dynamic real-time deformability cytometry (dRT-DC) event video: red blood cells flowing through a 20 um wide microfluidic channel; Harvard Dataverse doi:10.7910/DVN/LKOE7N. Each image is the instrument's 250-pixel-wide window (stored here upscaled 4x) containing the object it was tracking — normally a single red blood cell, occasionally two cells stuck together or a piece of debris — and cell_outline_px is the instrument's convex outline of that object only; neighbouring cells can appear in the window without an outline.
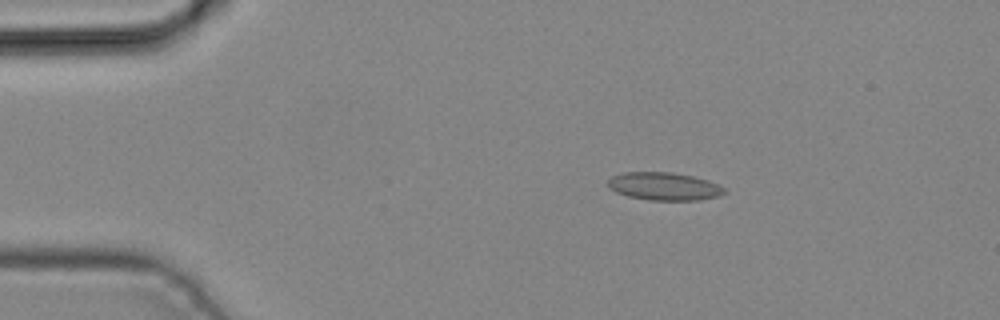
{"species": "common noctule bat (a hibernating species)", "species_latin": "Nyctalus noctula", "temperature_condition": "cold", "stored_images_in_passage": 4, "camera_frame_rate_fps": 3000, "um_per_image_px": 0.085, "animal": {"sex": "male", "body_mass_g": 19.2, "forearm_length_mm": 51.8}, "frame": {"image": 1, "passage_image": 2, "time_ms": 0.333, "image_size_px": [1000, 320], "cell_outline_px": [[728, 192], [720, 196], [700, 200], [648, 200], [628, 196], [616, 192], [608, 188], [608, 180], [612, 176], [624, 172], [672, 172], [692, 176], [708, 180], [724, 188]], "centroid_in_image_um": [56.45, 15.84], "position_along_channel_um": 28.5, "area_um2": 19.02}}
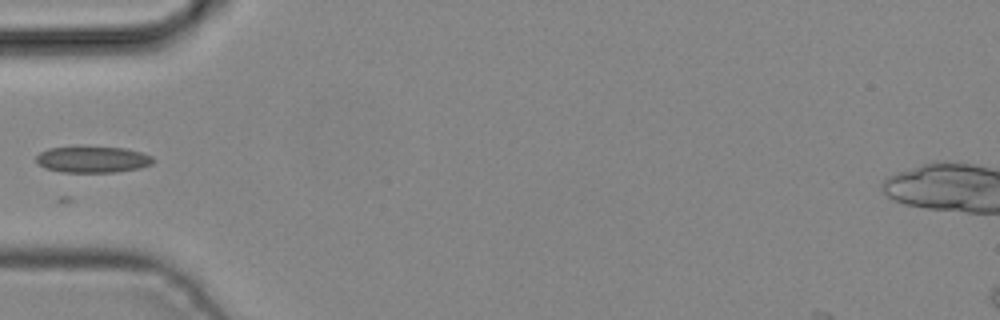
{"frame": {"image": 2, "passage_image": 4, "time_ms": 1.0, "image_size_px": [1000, 320], "cell_outline_px": [[156, 160], [152, 164], [140, 168], [116, 172], [64, 172], [44, 168], [36, 160], [36, 156], [40, 152], [48, 148], [124, 148], [140, 152], [152, 156]], "centroid_in_image_um": [7.91, 13.58], "position_along_channel_um": 77.1, "area_um2": 17.57}}